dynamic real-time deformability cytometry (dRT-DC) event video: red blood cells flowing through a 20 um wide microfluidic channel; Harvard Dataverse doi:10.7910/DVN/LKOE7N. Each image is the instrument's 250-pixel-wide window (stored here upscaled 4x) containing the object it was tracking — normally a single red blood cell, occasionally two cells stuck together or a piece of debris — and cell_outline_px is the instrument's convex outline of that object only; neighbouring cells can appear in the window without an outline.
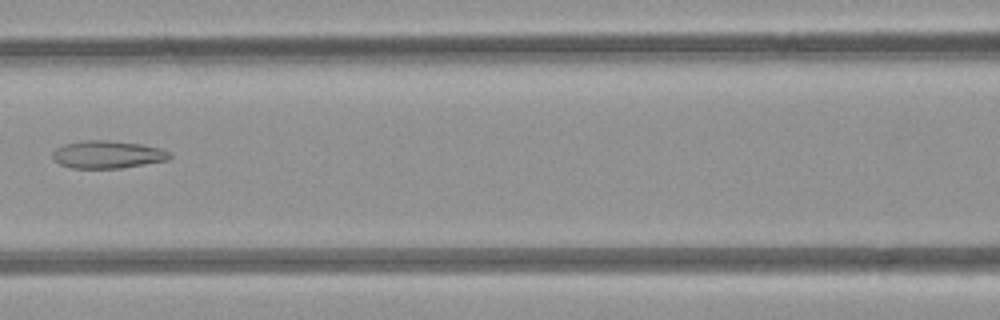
{"species": "common noctule bat (a hibernating species)", "species_latin": "Nyctalus noctula", "temperature_condition": "room temperature", "stored_images_in_passage": 7, "camera_frame_rate_fps": 3000, "um_per_image_px": 0.085, "animal": {"sex": "female", "body_mass_g": 21.9}, "frame": {"image": 1, "passage_image": 6, "time_ms": 6.667, "image_size_px": [1000, 320], "cell_outline_px": [[172, 156], [168, 160], [120, 168], [72, 168], [60, 164], [52, 156], [52, 152], [56, 148], [64, 144], [84, 140], [108, 140], [140, 144], [160, 148], [168, 152]], "centroid_in_image_um": [9.13, 13.13], "position_along_channel_um": 157.5, "area_um2": 18.73}}
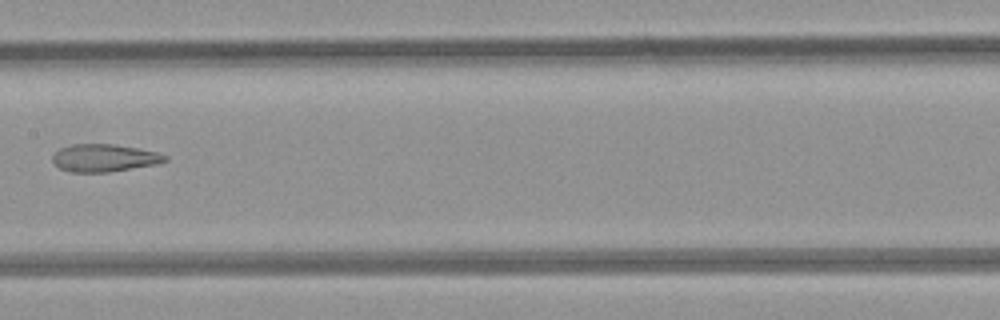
{"frame": {"image": 2, "passage_image": 7, "time_ms": 7.667, "image_size_px": [1000, 320], "cell_outline_px": [[168, 160], [156, 164], [108, 172], [68, 172], [60, 168], [52, 160], [52, 156], [60, 148], [72, 144], [116, 144], [156, 152], [168, 156]], "centroid_in_image_um": [8.85, 13.42], "position_along_channel_um": 198.6, "area_um2": 17.98}}